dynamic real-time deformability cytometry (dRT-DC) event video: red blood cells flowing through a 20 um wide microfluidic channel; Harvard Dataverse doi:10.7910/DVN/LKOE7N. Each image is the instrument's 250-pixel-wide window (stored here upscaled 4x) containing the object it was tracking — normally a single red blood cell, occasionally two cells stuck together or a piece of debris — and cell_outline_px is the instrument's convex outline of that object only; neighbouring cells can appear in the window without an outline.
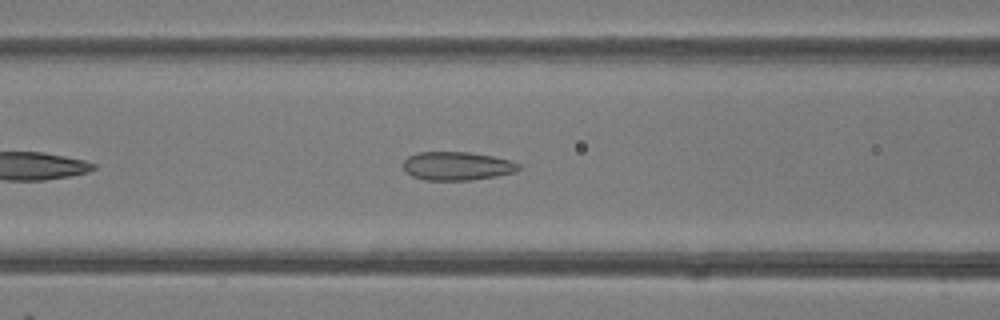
{"species": "common noctule bat (a hibernating species)", "species_latin": "Nyctalus noctula", "temperature_condition": "room temperature", "stored_images_in_passage": 21, "camera_frame_rate_fps": 3000, "um_per_image_px": 0.085, "animal": {"sex": "female"}, "frame": {"image": 1, "passage_image": 9, "time_ms": 2.667, "image_size_px": [1000, 320], "cell_outline_px": [[520, 168], [516, 172], [496, 176], [472, 180], [424, 180], [412, 176], [404, 168], [404, 160], [408, 156], [420, 152], [468, 152], [492, 156], [508, 160], [520, 164]], "centroid_in_image_um": [38.86, 14.11], "position_along_channel_um": 127.7, "area_um2": 19.07}}
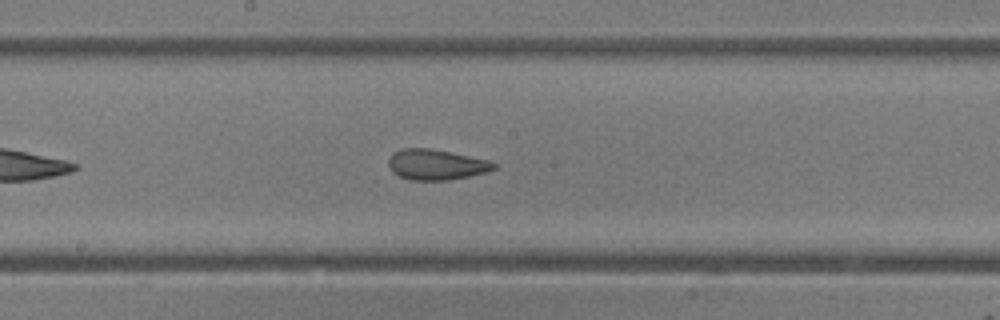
{"frame": {"image": 2, "passage_image": 15, "time_ms": 4.667, "image_size_px": [1000, 320], "cell_outline_px": [[496, 168], [488, 172], [448, 180], [408, 180], [392, 172], [388, 164], [388, 160], [392, 152], [400, 148], [428, 148], [488, 160], [496, 164]], "centroid_in_image_um": [37.03, 13.99], "position_along_channel_um": 211.2, "area_um2": 18.67}}
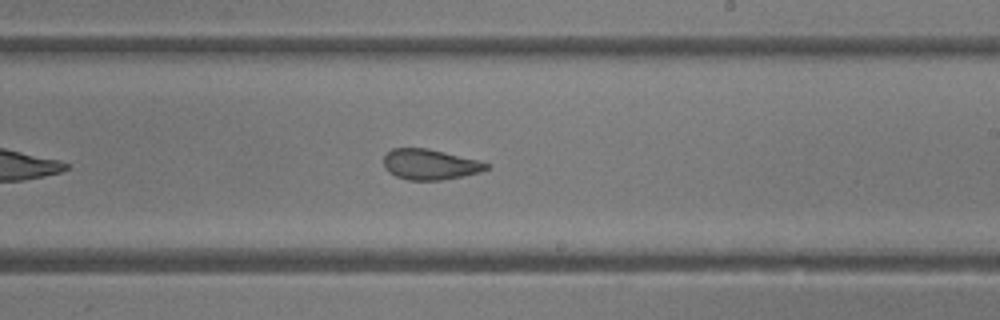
{"frame": {"image": 3, "passage_image": 18, "time_ms": 5.667, "image_size_px": [1000, 320], "cell_outline_px": [[492, 164], [488, 168], [480, 172], [440, 180], [408, 180], [396, 176], [388, 172], [384, 168], [384, 156], [392, 148], [428, 148], [480, 160]], "centroid_in_image_um": [36.55, 13.97], "position_along_channel_um": 252.4, "area_um2": 18.32}}